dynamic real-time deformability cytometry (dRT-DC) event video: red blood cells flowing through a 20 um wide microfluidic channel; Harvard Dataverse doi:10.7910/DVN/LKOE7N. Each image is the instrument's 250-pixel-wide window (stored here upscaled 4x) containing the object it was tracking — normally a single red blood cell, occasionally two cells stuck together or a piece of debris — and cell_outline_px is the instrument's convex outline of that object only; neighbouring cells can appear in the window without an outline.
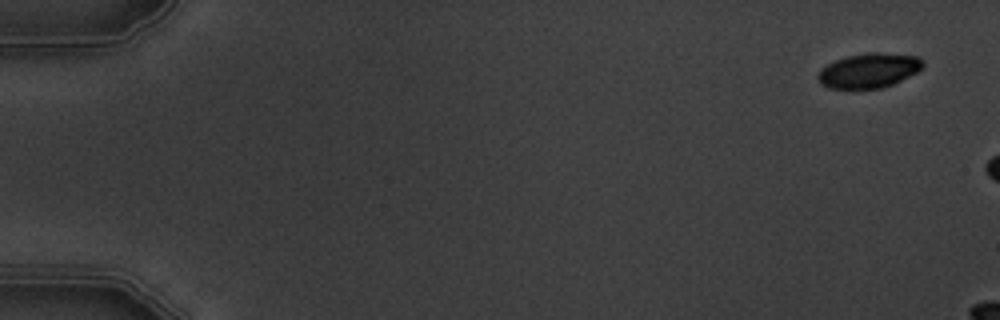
{"species": "common noctule bat (a hibernating species)", "species_latin": "Nyctalus noctula", "temperature_condition": "warm", "stored_images_in_passage": 4, "camera_frame_rate_fps": 3000, "um_per_image_px": 0.085, "animal": {"sex": "male", "body_mass_g": 19.5, "forearm_length_mm": 54.6}, "frame": {"image": 1, "passage_image": 1, "time_ms": 0.0, "image_size_px": [1000, 320], "cell_outline_px": [[924, 64], [916, 72], [884, 88], [828, 88], [820, 84], [816, 76], [820, 68], [836, 60], [848, 56], [868, 52], [880, 52], [916, 56], [924, 60]], "centroid_in_image_um": [73.82, 5.99], "position_along_channel_um": 11.2, "area_um2": 21.1}}